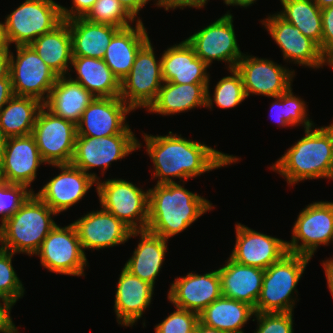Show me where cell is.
Here are the masks:
<instances>
[{
	"label": "cell",
	"instance_id": "cell-1",
	"mask_svg": "<svg viewBox=\"0 0 333 333\" xmlns=\"http://www.w3.org/2000/svg\"><path fill=\"white\" fill-rule=\"evenodd\" d=\"M142 134L146 152L154 165L152 179L158 178L156 184L174 183V178L185 182L241 159L172 131L164 136Z\"/></svg>",
	"mask_w": 333,
	"mask_h": 333
},
{
	"label": "cell",
	"instance_id": "cell-2",
	"mask_svg": "<svg viewBox=\"0 0 333 333\" xmlns=\"http://www.w3.org/2000/svg\"><path fill=\"white\" fill-rule=\"evenodd\" d=\"M179 182L156 184L149 188L147 230L166 240L186 230L200 216L213 210V204Z\"/></svg>",
	"mask_w": 333,
	"mask_h": 333
},
{
	"label": "cell",
	"instance_id": "cell-3",
	"mask_svg": "<svg viewBox=\"0 0 333 333\" xmlns=\"http://www.w3.org/2000/svg\"><path fill=\"white\" fill-rule=\"evenodd\" d=\"M314 128L305 129V135L270 166L288 185L319 178L333 180V123Z\"/></svg>",
	"mask_w": 333,
	"mask_h": 333
},
{
	"label": "cell",
	"instance_id": "cell-4",
	"mask_svg": "<svg viewBox=\"0 0 333 333\" xmlns=\"http://www.w3.org/2000/svg\"><path fill=\"white\" fill-rule=\"evenodd\" d=\"M54 216L57 213L32 193L0 227L1 246L15 254L34 255L57 225Z\"/></svg>",
	"mask_w": 333,
	"mask_h": 333
},
{
	"label": "cell",
	"instance_id": "cell-5",
	"mask_svg": "<svg viewBox=\"0 0 333 333\" xmlns=\"http://www.w3.org/2000/svg\"><path fill=\"white\" fill-rule=\"evenodd\" d=\"M311 258L288 252L264 271L263 283L255 312H294L297 285ZM293 295V296H292ZM295 298V299H294Z\"/></svg>",
	"mask_w": 333,
	"mask_h": 333
},
{
	"label": "cell",
	"instance_id": "cell-6",
	"mask_svg": "<svg viewBox=\"0 0 333 333\" xmlns=\"http://www.w3.org/2000/svg\"><path fill=\"white\" fill-rule=\"evenodd\" d=\"M95 186L100 208L120 219L132 231L147 229L148 190L121 178L99 179Z\"/></svg>",
	"mask_w": 333,
	"mask_h": 333
},
{
	"label": "cell",
	"instance_id": "cell-7",
	"mask_svg": "<svg viewBox=\"0 0 333 333\" xmlns=\"http://www.w3.org/2000/svg\"><path fill=\"white\" fill-rule=\"evenodd\" d=\"M63 21L61 5L54 0H25L5 17L9 45H30Z\"/></svg>",
	"mask_w": 333,
	"mask_h": 333
},
{
	"label": "cell",
	"instance_id": "cell-8",
	"mask_svg": "<svg viewBox=\"0 0 333 333\" xmlns=\"http://www.w3.org/2000/svg\"><path fill=\"white\" fill-rule=\"evenodd\" d=\"M149 39L137 52L132 69L121 81L120 98L134 111L146 110L154 102L164 83L161 57L157 60Z\"/></svg>",
	"mask_w": 333,
	"mask_h": 333
},
{
	"label": "cell",
	"instance_id": "cell-9",
	"mask_svg": "<svg viewBox=\"0 0 333 333\" xmlns=\"http://www.w3.org/2000/svg\"><path fill=\"white\" fill-rule=\"evenodd\" d=\"M34 256L40 257L41 265L48 272L61 275L84 277L85 266L89 264L73 223L64 227L56 225Z\"/></svg>",
	"mask_w": 333,
	"mask_h": 333
},
{
	"label": "cell",
	"instance_id": "cell-10",
	"mask_svg": "<svg viewBox=\"0 0 333 333\" xmlns=\"http://www.w3.org/2000/svg\"><path fill=\"white\" fill-rule=\"evenodd\" d=\"M141 147L142 144L135 134H117L101 138L77 135L71 164L98 181L100 177L89 170L101 168L103 177L112 162L121 161Z\"/></svg>",
	"mask_w": 333,
	"mask_h": 333
},
{
	"label": "cell",
	"instance_id": "cell-11",
	"mask_svg": "<svg viewBox=\"0 0 333 333\" xmlns=\"http://www.w3.org/2000/svg\"><path fill=\"white\" fill-rule=\"evenodd\" d=\"M9 49L10 78L15 96L33 97L44 103L58 75L40 58L30 45Z\"/></svg>",
	"mask_w": 333,
	"mask_h": 333
},
{
	"label": "cell",
	"instance_id": "cell-12",
	"mask_svg": "<svg viewBox=\"0 0 333 333\" xmlns=\"http://www.w3.org/2000/svg\"><path fill=\"white\" fill-rule=\"evenodd\" d=\"M330 243H333V202L315 201L306 205L292 227L288 252L312 258L320 245Z\"/></svg>",
	"mask_w": 333,
	"mask_h": 333
},
{
	"label": "cell",
	"instance_id": "cell-13",
	"mask_svg": "<svg viewBox=\"0 0 333 333\" xmlns=\"http://www.w3.org/2000/svg\"><path fill=\"white\" fill-rule=\"evenodd\" d=\"M233 22V15L228 10L185 40L209 67L215 60L227 63V69L235 68L244 53L238 45Z\"/></svg>",
	"mask_w": 333,
	"mask_h": 333
},
{
	"label": "cell",
	"instance_id": "cell-14",
	"mask_svg": "<svg viewBox=\"0 0 333 333\" xmlns=\"http://www.w3.org/2000/svg\"><path fill=\"white\" fill-rule=\"evenodd\" d=\"M32 135L46 164H71L77 137L76 124L54 115L43 106Z\"/></svg>",
	"mask_w": 333,
	"mask_h": 333
},
{
	"label": "cell",
	"instance_id": "cell-15",
	"mask_svg": "<svg viewBox=\"0 0 333 333\" xmlns=\"http://www.w3.org/2000/svg\"><path fill=\"white\" fill-rule=\"evenodd\" d=\"M247 98L262 95L269 98L287 92L292 86L295 71L273 60L243 54L236 64Z\"/></svg>",
	"mask_w": 333,
	"mask_h": 333
},
{
	"label": "cell",
	"instance_id": "cell-16",
	"mask_svg": "<svg viewBox=\"0 0 333 333\" xmlns=\"http://www.w3.org/2000/svg\"><path fill=\"white\" fill-rule=\"evenodd\" d=\"M261 23L281 49L285 61L312 69L326 65V56L319 46L278 13L268 15Z\"/></svg>",
	"mask_w": 333,
	"mask_h": 333
},
{
	"label": "cell",
	"instance_id": "cell-17",
	"mask_svg": "<svg viewBox=\"0 0 333 333\" xmlns=\"http://www.w3.org/2000/svg\"><path fill=\"white\" fill-rule=\"evenodd\" d=\"M132 111L120 97H96L83 111L77 135L101 138L134 134L126 121Z\"/></svg>",
	"mask_w": 333,
	"mask_h": 333
},
{
	"label": "cell",
	"instance_id": "cell-18",
	"mask_svg": "<svg viewBox=\"0 0 333 333\" xmlns=\"http://www.w3.org/2000/svg\"><path fill=\"white\" fill-rule=\"evenodd\" d=\"M46 163L41 157L32 134L9 137L5 142L0 160V180L20 184L31 189L40 165Z\"/></svg>",
	"mask_w": 333,
	"mask_h": 333
},
{
	"label": "cell",
	"instance_id": "cell-19",
	"mask_svg": "<svg viewBox=\"0 0 333 333\" xmlns=\"http://www.w3.org/2000/svg\"><path fill=\"white\" fill-rule=\"evenodd\" d=\"M236 240L229 257L235 262L266 269L288 253L287 241L235 224Z\"/></svg>",
	"mask_w": 333,
	"mask_h": 333
},
{
	"label": "cell",
	"instance_id": "cell-20",
	"mask_svg": "<svg viewBox=\"0 0 333 333\" xmlns=\"http://www.w3.org/2000/svg\"><path fill=\"white\" fill-rule=\"evenodd\" d=\"M60 170L35 193L57 214L67 211L82 200L96 180L72 164L51 165Z\"/></svg>",
	"mask_w": 333,
	"mask_h": 333
},
{
	"label": "cell",
	"instance_id": "cell-21",
	"mask_svg": "<svg viewBox=\"0 0 333 333\" xmlns=\"http://www.w3.org/2000/svg\"><path fill=\"white\" fill-rule=\"evenodd\" d=\"M221 296V280L216 269L202 275L191 271L185 276L176 277L170 285L167 299L174 307L199 315Z\"/></svg>",
	"mask_w": 333,
	"mask_h": 333
},
{
	"label": "cell",
	"instance_id": "cell-22",
	"mask_svg": "<svg viewBox=\"0 0 333 333\" xmlns=\"http://www.w3.org/2000/svg\"><path fill=\"white\" fill-rule=\"evenodd\" d=\"M82 249L102 250L126 243L132 230L104 209L90 211L72 222Z\"/></svg>",
	"mask_w": 333,
	"mask_h": 333
},
{
	"label": "cell",
	"instance_id": "cell-23",
	"mask_svg": "<svg viewBox=\"0 0 333 333\" xmlns=\"http://www.w3.org/2000/svg\"><path fill=\"white\" fill-rule=\"evenodd\" d=\"M155 287L131 274L124 267L121 270L115 292L114 312L121 326H133L149 308Z\"/></svg>",
	"mask_w": 333,
	"mask_h": 333
},
{
	"label": "cell",
	"instance_id": "cell-24",
	"mask_svg": "<svg viewBox=\"0 0 333 333\" xmlns=\"http://www.w3.org/2000/svg\"><path fill=\"white\" fill-rule=\"evenodd\" d=\"M164 82L176 84H208L210 68L200 59L186 40L167 47L161 55Z\"/></svg>",
	"mask_w": 333,
	"mask_h": 333
},
{
	"label": "cell",
	"instance_id": "cell-25",
	"mask_svg": "<svg viewBox=\"0 0 333 333\" xmlns=\"http://www.w3.org/2000/svg\"><path fill=\"white\" fill-rule=\"evenodd\" d=\"M218 269L222 296L249 304L253 308L259 299L264 269L239 264L230 257Z\"/></svg>",
	"mask_w": 333,
	"mask_h": 333
},
{
	"label": "cell",
	"instance_id": "cell-26",
	"mask_svg": "<svg viewBox=\"0 0 333 333\" xmlns=\"http://www.w3.org/2000/svg\"><path fill=\"white\" fill-rule=\"evenodd\" d=\"M139 236V243L124 268L151 285H155L168 250V240L147 229L132 231L130 238Z\"/></svg>",
	"mask_w": 333,
	"mask_h": 333
},
{
	"label": "cell",
	"instance_id": "cell-27",
	"mask_svg": "<svg viewBox=\"0 0 333 333\" xmlns=\"http://www.w3.org/2000/svg\"><path fill=\"white\" fill-rule=\"evenodd\" d=\"M149 39L142 21L120 29L112 37L103 60L120 82L129 74L137 52Z\"/></svg>",
	"mask_w": 333,
	"mask_h": 333
},
{
	"label": "cell",
	"instance_id": "cell-28",
	"mask_svg": "<svg viewBox=\"0 0 333 333\" xmlns=\"http://www.w3.org/2000/svg\"><path fill=\"white\" fill-rule=\"evenodd\" d=\"M96 97L67 75L58 76L43 106L54 115L78 124L83 111Z\"/></svg>",
	"mask_w": 333,
	"mask_h": 333
},
{
	"label": "cell",
	"instance_id": "cell-29",
	"mask_svg": "<svg viewBox=\"0 0 333 333\" xmlns=\"http://www.w3.org/2000/svg\"><path fill=\"white\" fill-rule=\"evenodd\" d=\"M208 84H176L164 82L154 102L149 106V113L163 116L187 112L196 107L206 108Z\"/></svg>",
	"mask_w": 333,
	"mask_h": 333
},
{
	"label": "cell",
	"instance_id": "cell-30",
	"mask_svg": "<svg viewBox=\"0 0 333 333\" xmlns=\"http://www.w3.org/2000/svg\"><path fill=\"white\" fill-rule=\"evenodd\" d=\"M72 38V56L103 59L112 37L120 30L93 23L83 17L67 20Z\"/></svg>",
	"mask_w": 333,
	"mask_h": 333
},
{
	"label": "cell",
	"instance_id": "cell-31",
	"mask_svg": "<svg viewBox=\"0 0 333 333\" xmlns=\"http://www.w3.org/2000/svg\"><path fill=\"white\" fill-rule=\"evenodd\" d=\"M77 74L75 78L67 76L80 83L95 97H119L121 82L113 74L103 59L73 56L70 69Z\"/></svg>",
	"mask_w": 333,
	"mask_h": 333
},
{
	"label": "cell",
	"instance_id": "cell-32",
	"mask_svg": "<svg viewBox=\"0 0 333 333\" xmlns=\"http://www.w3.org/2000/svg\"><path fill=\"white\" fill-rule=\"evenodd\" d=\"M30 46L58 76L70 73L72 38L67 20L36 38Z\"/></svg>",
	"mask_w": 333,
	"mask_h": 333
},
{
	"label": "cell",
	"instance_id": "cell-33",
	"mask_svg": "<svg viewBox=\"0 0 333 333\" xmlns=\"http://www.w3.org/2000/svg\"><path fill=\"white\" fill-rule=\"evenodd\" d=\"M254 314L249 304L221 296L199 314V321L228 333H244L242 328Z\"/></svg>",
	"mask_w": 333,
	"mask_h": 333
},
{
	"label": "cell",
	"instance_id": "cell-34",
	"mask_svg": "<svg viewBox=\"0 0 333 333\" xmlns=\"http://www.w3.org/2000/svg\"><path fill=\"white\" fill-rule=\"evenodd\" d=\"M43 103L33 97L13 96L0 110V125L4 135L18 137L30 135Z\"/></svg>",
	"mask_w": 333,
	"mask_h": 333
},
{
	"label": "cell",
	"instance_id": "cell-35",
	"mask_svg": "<svg viewBox=\"0 0 333 333\" xmlns=\"http://www.w3.org/2000/svg\"><path fill=\"white\" fill-rule=\"evenodd\" d=\"M283 10L278 14L313 40L321 50L322 16L314 0H280Z\"/></svg>",
	"mask_w": 333,
	"mask_h": 333
},
{
	"label": "cell",
	"instance_id": "cell-36",
	"mask_svg": "<svg viewBox=\"0 0 333 333\" xmlns=\"http://www.w3.org/2000/svg\"><path fill=\"white\" fill-rule=\"evenodd\" d=\"M292 91L291 87L287 92L273 97L275 101L271 102L270 117L275 120L279 127L301 125L305 130L316 126L312 119H309L306 101L296 96Z\"/></svg>",
	"mask_w": 333,
	"mask_h": 333
},
{
	"label": "cell",
	"instance_id": "cell-37",
	"mask_svg": "<svg viewBox=\"0 0 333 333\" xmlns=\"http://www.w3.org/2000/svg\"><path fill=\"white\" fill-rule=\"evenodd\" d=\"M230 75L221 78L213 90V98L207 87L206 108L212 110L213 102L218 108L230 109L241 104L246 98L240 73L236 68L228 69Z\"/></svg>",
	"mask_w": 333,
	"mask_h": 333
},
{
	"label": "cell",
	"instance_id": "cell-38",
	"mask_svg": "<svg viewBox=\"0 0 333 333\" xmlns=\"http://www.w3.org/2000/svg\"><path fill=\"white\" fill-rule=\"evenodd\" d=\"M83 18L120 29L131 27L133 25L131 23L137 22L118 0H97Z\"/></svg>",
	"mask_w": 333,
	"mask_h": 333
},
{
	"label": "cell",
	"instance_id": "cell-39",
	"mask_svg": "<svg viewBox=\"0 0 333 333\" xmlns=\"http://www.w3.org/2000/svg\"><path fill=\"white\" fill-rule=\"evenodd\" d=\"M16 255L0 246V298L12 306L24 296V286L12 265L13 256Z\"/></svg>",
	"mask_w": 333,
	"mask_h": 333
},
{
	"label": "cell",
	"instance_id": "cell-40",
	"mask_svg": "<svg viewBox=\"0 0 333 333\" xmlns=\"http://www.w3.org/2000/svg\"><path fill=\"white\" fill-rule=\"evenodd\" d=\"M33 192L24 185L0 180V227L11 217Z\"/></svg>",
	"mask_w": 333,
	"mask_h": 333
},
{
	"label": "cell",
	"instance_id": "cell-41",
	"mask_svg": "<svg viewBox=\"0 0 333 333\" xmlns=\"http://www.w3.org/2000/svg\"><path fill=\"white\" fill-rule=\"evenodd\" d=\"M161 323L155 325V333H193L194 326L199 321L195 312L175 307Z\"/></svg>",
	"mask_w": 333,
	"mask_h": 333
},
{
	"label": "cell",
	"instance_id": "cell-42",
	"mask_svg": "<svg viewBox=\"0 0 333 333\" xmlns=\"http://www.w3.org/2000/svg\"><path fill=\"white\" fill-rule=\"evenodd\" d=\"M293 312L262 313L255 312L252 321L257 320L254 333H294Z\"/></svg>",
	"mask_w": 333,
	"mask_h": 333
},
{
	"label": "cell",
	"instance_id": "cell-43",
	"mask_svg": "<svg viewBox=\"0 0 333 333\" xmlns=\"http://www.w3.org/2000/svg\"><path fill=\"white\" fill-rule=\"evenodd\" d=\"M321 52L327 57L333 51V6L321 9Z\"/></svg>",
	"mask_w": 333,
	"mask_h": 333
},
{
	"label": "cell",
	"instance_id": "cell-44",
	"mask_svg": "<svg viewBox=\"0 0 333 333\" xmlns=\"http://www.w3.org/2000/svg\"><path fill=\"white\" fill-rule=\"evenodd\" d=\"M97 0H72L73 5L69 9L61 5L63 20L84 17Z\"/></svg>",
	"mask_w": 333,
	"mask_h": 333
},
{
	"label": "cell",
	"instance_id": "cell-45",
	"mask_svg": "<svg viewBox=\"0 0 333 333\" xmlns=\"http://www.w3.org/2000/svg\"><path fill=\"white\" fill-rule=\"evenodd\" d=\"M12 307L9 302L0 298V333H19L11 317Z\"/></svg>",
	"mask_w": 333,
	"mask_h": 333
},
{
	"label": "cell",
	"instance_id": "cell-46",
	"mask_svg": "<svg viewBox=\"0 0 333 333\" xmlns=\"http://www.w3.org/2000/svg\"><path fill=\"white\" fill-rule=\"evenodd\" d=\"M120 4L125 8V10L135 19L138 21H142L139 15V11L145 7L151 0H118ZM137 18V19H136Z\"/></svg>",
	"mask_w": 333,
	"mask_h": 333
},
{
	"label": "cell",
	"instance_id": "cell-47",
	"mask_svg": "<svg viewBox=\"0 0 333 333\" xmlns=\"http://www.w3.org/2000/svg\"><path fill=\"white\" fill-rule=\"evenodd\" d=\"M13 96L11 79H0V110Z\"/></svg>",
	"mask_w": 333,
	"mask_h": 333
},
{
	"label": "cell",
	"instance_id": "cell-48",
	"mask_svg": "<svg viewBox=\"0 0 333 333\" xmlns=\"http://www.w3.org/2000/svg\"><path fill=\"white\" fill-rule=\"evenodd\" d=\"M0 79H11L9 50L0 53Z\"/></svg>",
	"mask_w": 333,
	"mask_h": 333
},
{
	"label": "cell",
	"instance_id": "cell-49",
	"mask_svg": "<svg viewBox=\"0 0 333 333\" xmlns=\"http://www.w3.org/2000/svg\"><path fill=\"white\" fill-rule=\"evenodd\" d=\"M322 267L324 268L328 289L333 298V257L328 258L325 261L322 260Z\"/></svg>",
	"mask_w": 333,
	"mask_h": 333
},
{
	"label": "cell",
	"instance_id": "cell-50",
	"mask_svg": "<svg viewBox=\"0 0 333 333\" xmlns=\"http://www.w3.org/2000/svg\"><path fill=\"white\" fill-rule=\"evenodd\" d=\"M187 6L197 9L204 8V0H174V9L180 8L183 10L184 7L187 8Z\"/></svg>",
	"mask_w": 333,
	"mask_h": 333
},
{
	"label": "cell",
	"instance_id": "cell-51",
	"mask_svg": "<svg viewBox=\"0 0 333 333\" xmlns=\"http://www.w3.org/2000/svg\"><path fill=\"white\" fill-rule=\"evenodd\" d=\"M9 42L6 37L5 22H0V53L10 49Z\"/></svg>",
	"mask_w": 333,
	"mask_h": 333
},
{
	"label": "cell",
	"instance_id": "cell-52",
	"mask_svg": "<svg viewBox=\"0 0 333 333\" xmlns=\"http://www.w3.org/2000/svg\"><path fill=\"white\" fill-rule=\"evenodd\" d=\"M193 333H228L216 328L208 327L202 322L198 321L194 326Z\"/></svg>",
	"mask_w": 333,
	"mask_h": 333
},
{
	"label": "cell",
	"instance_id": "cell-53",
	"mask_svg": "<svg viewBox=\"0 0 333 333\" xmlns=\"http://www.w3.org/2000/svg\"><path fill=\"white\" fill-rule=\"evenodd\" d=\"M256 1L257 0H223L224 4L227 6H240L244 8L252 6Z\"/></svg>",
	"mask_w": 333,
	"mask_h": 333
},
{
	"label": "cell",
	"instance_id": "cell-54",
	"mask_svg": "<svg viewBox=\"0 0 333 333\" xmlns=\"http://www.w3.org/2000/svg\"><path fill=\"white\" fill-rule=\"evenodd\" d=\"M157 7H163L166 11L174 9V0H154Z\"/></svg>",
	"mask_w": 333,
	"mask_h": 333
},
{
	"label": "cell",
	"instance_id": "cell-55",
	"mask_svg": "<svg viewBox=\"0 0 333 333\" xmlns=\"http://www.w3.org/2000/svg\"><path fill=\"white\" fill-rule=\"evenodd\" d=\"M320 9L333 6V0H314Z\"/></svg>",
	"mask_w": 333,
	"mask_h": 333
},
{
	"label": "cell",
	"instance_id": "cell-56",
	"mask_svg": "<svg viewBox=\"0 0 333 333\" xmlns=\"http://www.w3.org/2000/svg\"><path fill=\"white\" fill-rule=\"evenodd\" d=\"M6 140H7V137L4 135L1 125H0V160L2 157V152H3L4 146H5Z\"/></svg>",
	"mask_w": 333,
	"mask_h": 333
},
{
	"label": "cell",
	"instance_id": "cell-57",
	"mask_svg": "<svg viewBox=\"0 0 333 333\" xmlns=\"http://www.w3.org/2000/svg\"><path fill=\"white\" fill-rule=\"evenodd\" d=\"M326 64L333 68V51L326 57Z\"/></svg>",
	"mask_w": 333,
	"mask_h": 333
},
{
	"label": "cell",
	"instance_id": "cell-58",
	"mask_svg": "<svg viewBox=\"0 0 333 333\" xmlns=\"http://www.w3.org/2000/svg\"><path fill=\"white\" fill-rule=\"evenodd\" d=\"M209 0H204V6L208 3Z\"/></svg>",
	"mask_w": 333,
	"mask_h": 333
}]
</instances>
